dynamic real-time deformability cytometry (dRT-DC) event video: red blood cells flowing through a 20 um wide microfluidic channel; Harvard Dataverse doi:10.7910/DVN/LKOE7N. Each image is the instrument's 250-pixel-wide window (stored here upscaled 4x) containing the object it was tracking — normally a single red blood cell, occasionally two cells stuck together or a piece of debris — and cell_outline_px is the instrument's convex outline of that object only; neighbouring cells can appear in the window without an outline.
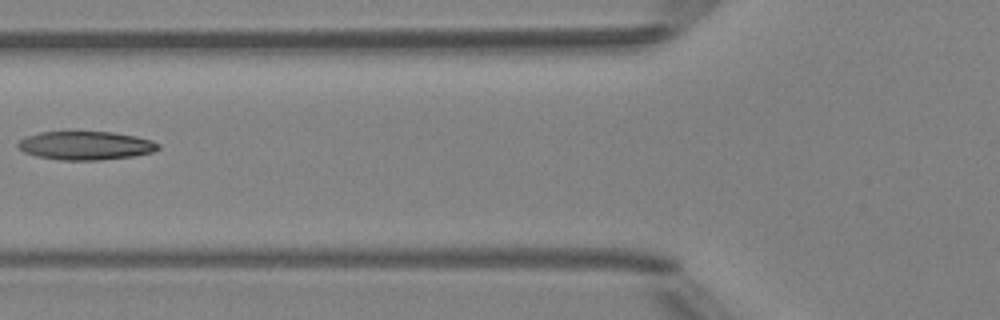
{"species": "Egyptian fruit bat (a non-hibernating species)", "species_latin": "Rousettus aegyptiacus", "temperature_condition": "room temperature", "stored_images_in_passage": 6, "camera_frame_rate_fps": 3000, "um_per_image_px": 0.085, "animal": {"sex": "female"}, "frame": {"image": 1, "passage_image": 6, "time_ms": 5.667, "image_size_px": [1000, 320], "cell_outline_px": [[160, 148], [152, 152], [132, 156], [100, 160], [60, 160], [36, 156], [24, 152], [16, 144], [24, 136], [40, 132], [112, 132], [136, 136], [152, 140], [160, 144]], "centroid_in_image_um": [7.27, 12.37], "position_along_channel_um": 118.5, "area_um2": 23.35}}